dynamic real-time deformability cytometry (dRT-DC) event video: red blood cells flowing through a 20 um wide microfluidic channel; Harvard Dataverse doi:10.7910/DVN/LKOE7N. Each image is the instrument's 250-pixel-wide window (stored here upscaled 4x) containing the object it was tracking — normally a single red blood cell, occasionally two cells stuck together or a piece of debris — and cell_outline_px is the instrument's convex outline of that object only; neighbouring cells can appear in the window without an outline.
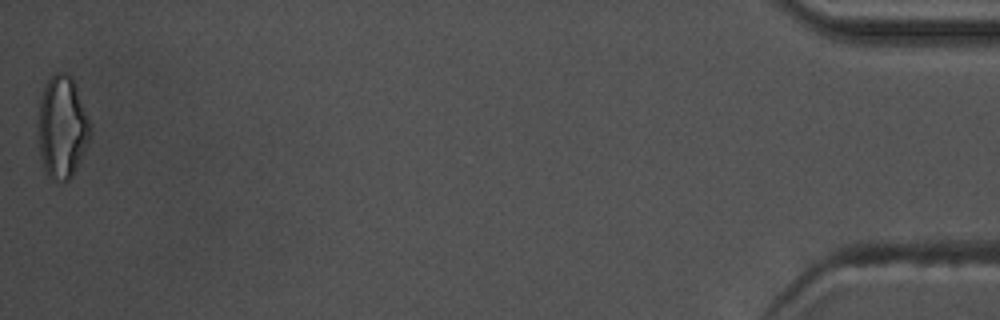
{"species": "common noctule bat (a hibernating species)", "species_latin": "Nyctalus noctula", "temperature_condition": "warm", "stored_images_in_passage": 55, "camera_frame_rate_fps": 3000, "um_per_image_px": 0.085, "animal": {"sex": "male", "body_mass_g": 17.5, "forearm_length_mm": 52.3}, "frame": {"image": 1, "passage_image": 55, "time_ms": 18.0, "image_size_px": [1000, 320], "cell_outline_px": [[92, 136], [72, 176], [68, 180], [60, 180], [48, 176], [44, 168], [40, 156], [36, 128], [40, 96], [44, 84], [52, 72], [64, 72], [72, 76], [92, 124]], "centroid_in_image_um": [5.27, 10.74], "position_along_channel_um": 429.9, "area_um2": 31.96}, "authors_computed_cell_mechanics": {"area_um2": 21.9062, "velocity_mm_per_s": 3.7497, "shape_relaxation_time_tau1_ms": 8.5376, "shape_relaxation_time_tau2_ms": 3.6655, "deformation_change_tau1": 0.2141, "deformation_change_tau2": 0.1155}}